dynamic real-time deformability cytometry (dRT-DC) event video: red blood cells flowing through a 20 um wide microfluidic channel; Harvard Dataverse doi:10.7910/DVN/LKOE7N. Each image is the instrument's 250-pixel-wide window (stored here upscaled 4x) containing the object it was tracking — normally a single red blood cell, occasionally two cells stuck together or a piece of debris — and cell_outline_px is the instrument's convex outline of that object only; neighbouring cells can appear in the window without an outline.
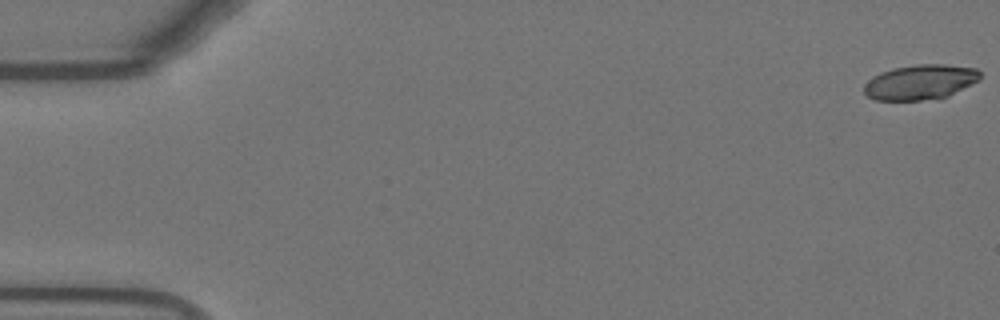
{"species": "Egyptian fruit bat (a non-hibernating species)", "species_latin": "Rousettus aegyptiacus", "temperature_condition": "warm", "stored_images_in_passage": 14, "camera_frame_rate_fps": 3000, "um_per_image_px": 0.085, "animal": {"sex": "female"}, "frame": {"image": 1, "passage_image": 1, "time_ms": 0.0, "image_size_px": [1000, 320], "cell_outline_px": [[980, 80], [940, 100], [876, 100], [868, 96], [864, 92], [864, 84], [872, 76], [880, 72], [892, 68], [916, 64], [944, 64], [976, 68], [980, 72]], "centroid_in_image_um": [78.23, 6.98], "position_along_channel_um": 6.8, "area_um2": 23.99}}